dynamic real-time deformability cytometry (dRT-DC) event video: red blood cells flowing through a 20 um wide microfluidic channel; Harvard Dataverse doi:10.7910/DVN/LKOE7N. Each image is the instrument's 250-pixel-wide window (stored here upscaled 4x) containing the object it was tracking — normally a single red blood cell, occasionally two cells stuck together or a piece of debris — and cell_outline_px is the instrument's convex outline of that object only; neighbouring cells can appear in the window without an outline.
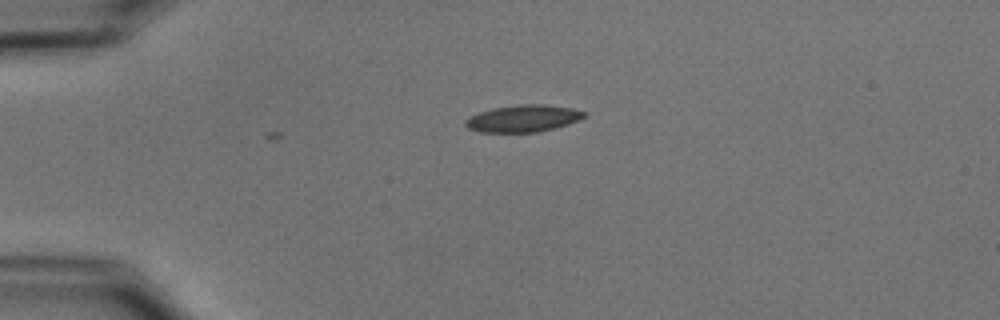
{"species": "common noctule bat (a hibernating species)", "species_latin": "Nyctalus noctula", "temperature_condition": "cold", "stored_images_in_passage": 3, "camera_frame_rate_fps": 3000, "um_per_image_px": 0.085, "animal": {"sex": "male", "body_mass_g": 15.6}, "frame": {"image": 1, "passage_image": 1, "time_ms": 0.0, "image_size_px": [1000, 320], "cell_outline_px": [[588, 116], [568, 124], [556, 128], [536, 132], [480, 132], [468, 128], [464, 124], [464, 120], [480, 112], [492, 108], [516, 104], [544, 104], [572, 108], [588, 112]], "centroid_in_image_um": [44.51, 10.06], "position_along_channel_um": 40.5, "area_um2": 18.84}}